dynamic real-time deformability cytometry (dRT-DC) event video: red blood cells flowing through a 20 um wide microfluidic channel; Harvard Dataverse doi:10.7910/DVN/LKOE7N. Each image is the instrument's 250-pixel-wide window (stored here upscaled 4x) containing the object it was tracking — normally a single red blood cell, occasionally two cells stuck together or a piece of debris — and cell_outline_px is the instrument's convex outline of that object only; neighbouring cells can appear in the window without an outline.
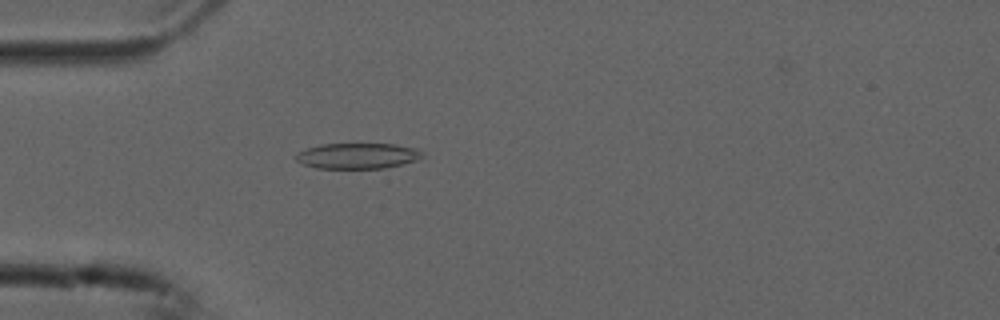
{"species": "common noctule bat (a hibernating species)", "species_latin": "Nyctalus noctula", "temperature_condition": "cold", "stored_images_in_passage": 48, "camera_frame_rate_fps": 3000, "um_per_image_px": 0.085, "animal": {"sex": "male", "forearm_length_mm": 52.5}, "frame": {"image": 1, "passage_image": 13, "time_ms": 4.0, "image_size_px": [1000, 320], "cell_outline_px": [[424, 156], [416, 160], [384, 168], [316, 168], [304, 164], [296, 160], [296, 152], [320, 144], [396, 144], [416, 148], [424, 152]], "centroid_in_image_um": [30.41, 13.24], "position_along_channel_um": 54.6, "area_um2": 18.84}}
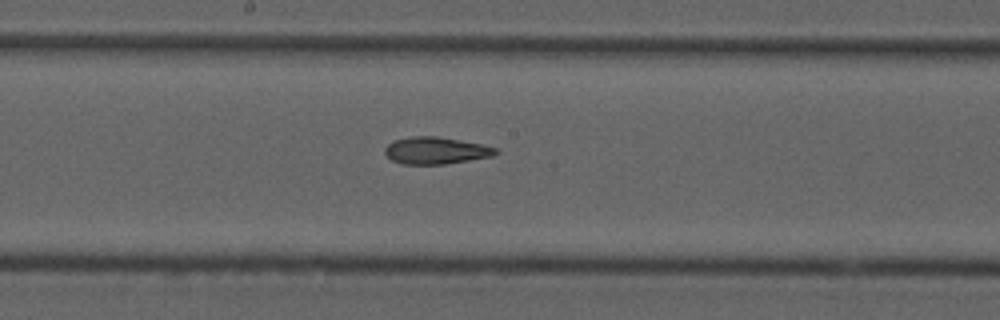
{"frame": {"image": 2, "passage_image": 26, "time_ms": 8.333, "image_size_px": [1000, 320], "cell_outline_px": [[500, 152], [492, 156], [444, 164], [400, 164], [392, 160], [384, 152], [384, 148], [392, 140], [412, 136], [436, 136], [480, 144], [496, 148]], "centroid_in_image_um": [37.0, 12.79], "position_along_channel_um": 211.2, "area_um2": 17.34}}
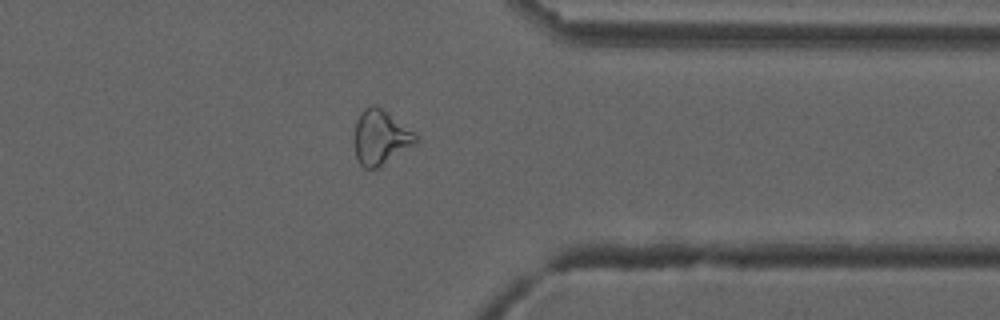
{"frame": {"image": 3, "passage_image": 40, "time_ms": 13.0, "image_size_px": [1000, 320], "cell_outline_px": [[416, 144], [376, 168], [364, 168], [356, 160], [352, 140], [352, 136], [356, 120], [360, 112], [364, 108], [372, 104], [376, 104], [388, 112], [412, 132], [416, 136]], "centroid_in_image_um": [32.25, 11.66], "position_along_channel_um": 379.1, "area_um2": 19.71}}